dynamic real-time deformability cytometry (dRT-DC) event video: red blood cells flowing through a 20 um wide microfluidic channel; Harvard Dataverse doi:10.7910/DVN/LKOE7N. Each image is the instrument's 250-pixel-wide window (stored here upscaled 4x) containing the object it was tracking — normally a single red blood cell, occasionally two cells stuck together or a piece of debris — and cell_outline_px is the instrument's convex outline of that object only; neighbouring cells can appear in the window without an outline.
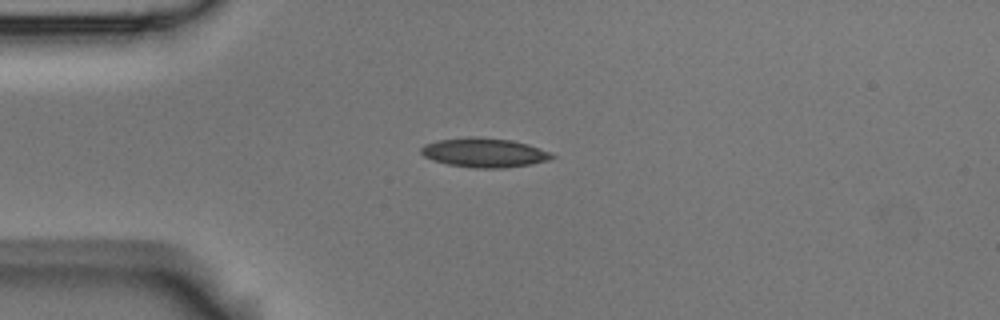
{"species": "Egyptian fruit bat (a non-hibernating species)", "species_latin": "Rousettus aegyptiacus", "temperature_condition": "room temperature", "stored_images_in_passage": 3, "camera_frame_rate_fps": 3000, "um_per_image_px": 0.085, "animal": {"sex": "male"}, "frame": {"image": 1, "passage_image": 3, "time_ms": 0.667, "image_size_px": [1000, 320], "cell_outline_px": [[556, 156], [548, 160], [528, 164], [504, 168], [472, 168], [448, 164], [432, 160], [424, 156], [420, 152], [420, 148], [424, 144], [436, 140], [468, 136], [476, 136], [512, 140], [528, 144], [548, 152]], "centroid_in_image_um": [41.09, 12.96], "position_along_channel_um": 43.9, "area_um2": 22.37}}